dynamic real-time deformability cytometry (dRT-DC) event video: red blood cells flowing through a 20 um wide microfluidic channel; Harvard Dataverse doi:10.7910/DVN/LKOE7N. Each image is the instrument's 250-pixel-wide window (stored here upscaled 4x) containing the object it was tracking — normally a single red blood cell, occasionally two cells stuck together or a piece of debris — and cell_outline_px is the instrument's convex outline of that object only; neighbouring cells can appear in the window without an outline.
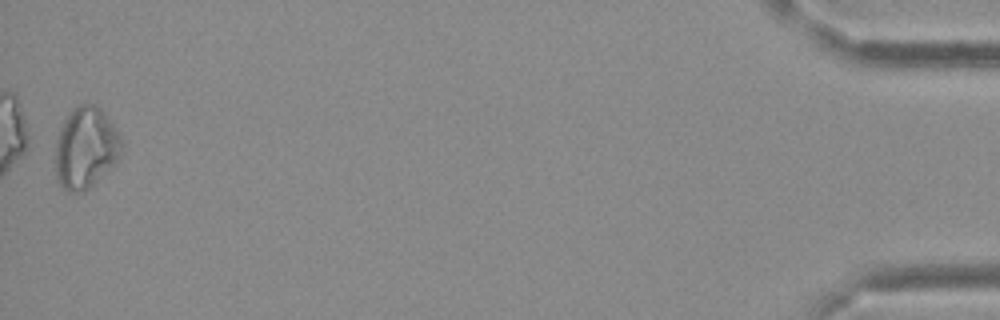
{"species": "Egyptian fruit bat (a non-hibernating species)", "species_latin": "Rousettus aegyptiacus", "temperature_condition": "cold", "stored_images_in_passage": 35, "camera_frame_rate_fps": 3000, "um_per_image_px": 0.085, "frame": {"image": 1, "passage_image": 35, "time_ms": 11.333, "image_size_px": [1000, 320], "cell_outline_px": [[124, 144], [120, 156], [116, 164], [84, 192], [68, 192], [56, 180], [56, 140], [60, 128], [68, 112], [80, 104], [96, 104], [100, 108], [116, 128]], "centroid_in_image_um": [7.3, 12.57], "position_along_channel_um": 427.9, "area_um2": 31.67}}